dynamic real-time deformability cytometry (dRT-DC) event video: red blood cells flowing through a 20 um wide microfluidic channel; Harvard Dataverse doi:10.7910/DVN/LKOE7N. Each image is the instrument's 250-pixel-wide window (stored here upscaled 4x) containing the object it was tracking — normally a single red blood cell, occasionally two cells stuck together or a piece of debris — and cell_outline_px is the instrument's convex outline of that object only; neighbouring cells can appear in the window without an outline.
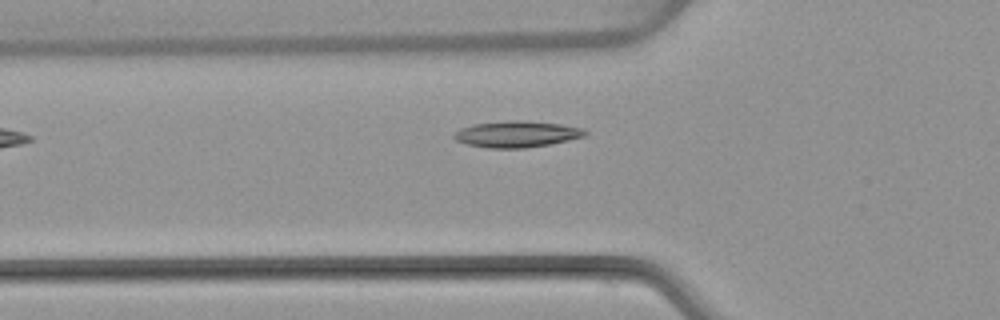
{"species": "common noctule bat (a hibernating species)", "species_latin": "Nyctalus noctula", "temperature_condition": "warm", "stored_images_in_passage": 4, "camera_frame_rate_fps": 3000, "um_per_image_px": 0.085, "animal": {"sex": "female", "body_mass_g": 22.7, "forearm_length_mm": 54.2}, "frame": {"image": 1, "passage_image": 4, "time_ms": 3.667, "image_size_px": [1000, 320], "cell_outline_px": [[588, 132], [584, 136], [568, 140], [548, 144], [524, 148], [488, 148], [468, 144], [456, 140], [452, 136], [460, 128], [472, 124], [508, 120], [516, 120], [560, 124], [584, 128]], "centroid_in_image_um": [43.91, 11.39], "position_along_channel_um": 81.9, "area_um2": 19.94}}